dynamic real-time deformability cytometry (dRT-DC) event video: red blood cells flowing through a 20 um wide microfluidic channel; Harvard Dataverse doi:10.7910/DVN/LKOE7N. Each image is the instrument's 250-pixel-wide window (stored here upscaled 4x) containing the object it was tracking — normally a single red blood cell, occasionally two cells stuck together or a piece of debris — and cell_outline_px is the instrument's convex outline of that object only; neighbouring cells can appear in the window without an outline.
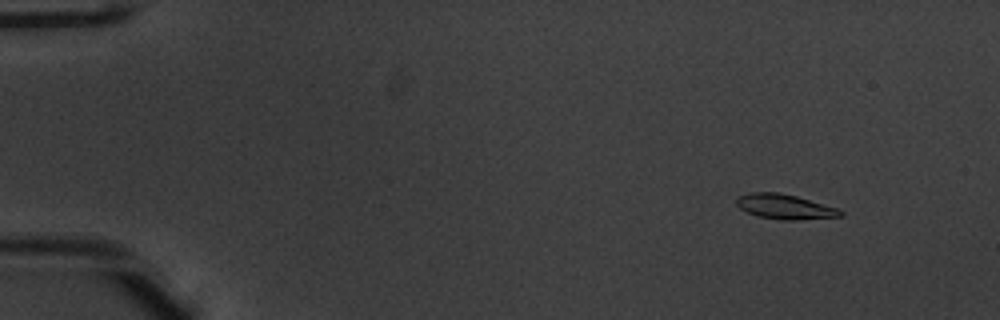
{"species": "common noctule bat (a hibernating species)", "species_latin": "Nyctalus noctula", "temperature_condition": "warm", "stored_images_in_passage": 53, "camera_frame_rate_fps": 3000, "um_per_image_px": 0.085, "animal": {"sex": "male", "body_mass_g": 20.1, "forearm_length_mm": 53.5}, "frame": {"image": 1, "passage_image": 6, "time_ms": 1.667, "image_size_px": [1000, 320], "cell_outline_px": [[844, 216], [800, 220], [780, 220], [756, 216], [740, 208], [736, 204], [736, 196], [748, 192], [780, 192], [796, 196], [836, 208], [844, 212]], "centroid_in_image_um": [66.67, 17.57], "position_along_channel_um": 18.3, "area_um2": 15.2}}
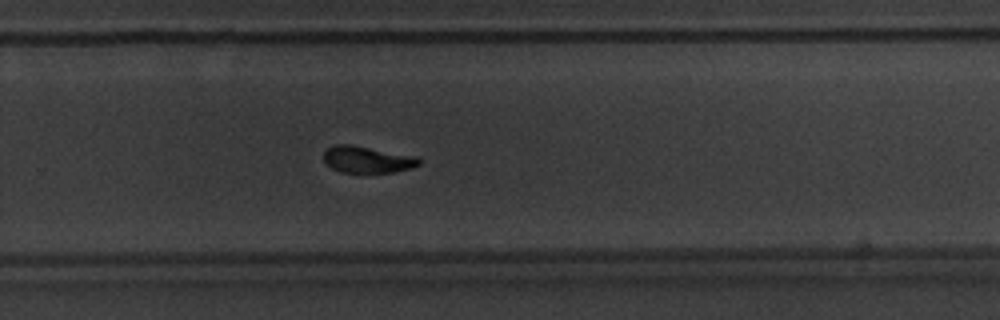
{"frame": {"image": 2, "passage_image": 36, "time_ms": 11.667, "image_size_px": [1000, 320], "cell_outline_px": [[420, 164], [412, 168], [392, 172], [340, 172], [332, 168], [324, 160], [324, 152], [328, 148], [336, 144], [352, 144], [416, 156], [420, 160]], "centroid_in_image_um": [31.22, 13.55], "position_along_channel_um": 298.6, "area_um2": 14.74}}
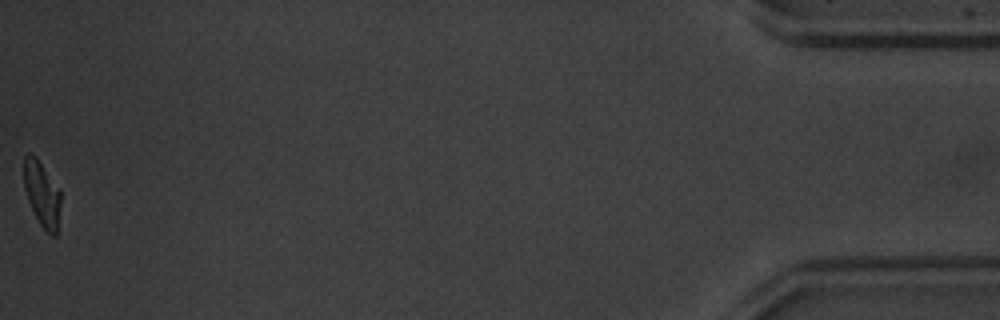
{"frame": {"image": 3, "passage_image": 53, "time_ms": 17.333, "image_size_px": [1000, 320], "cell_outline_px": [[60, 204], [56, 236], [52, 236], [40, 224], [28, 200], [24, 188], [24, 156], [28, 152], [36, 156], [60, 188]], "centroid_in_image_um": [3.57, 16.43], "position_along_channel_um": 431.6, "area_um2": 13.93}, "authors_computed_cell_mechanics": {"area_um2": 15.2592, "velocity_mm_per_s": 3.9313, "shape_relaxation_time_tau1_ms": 2.72, "shape_relaxation_time_tau2_ms": 1.7792, "deformation_change_tau1": 0.1497, "deformation_change_tau2": 0.0802}}